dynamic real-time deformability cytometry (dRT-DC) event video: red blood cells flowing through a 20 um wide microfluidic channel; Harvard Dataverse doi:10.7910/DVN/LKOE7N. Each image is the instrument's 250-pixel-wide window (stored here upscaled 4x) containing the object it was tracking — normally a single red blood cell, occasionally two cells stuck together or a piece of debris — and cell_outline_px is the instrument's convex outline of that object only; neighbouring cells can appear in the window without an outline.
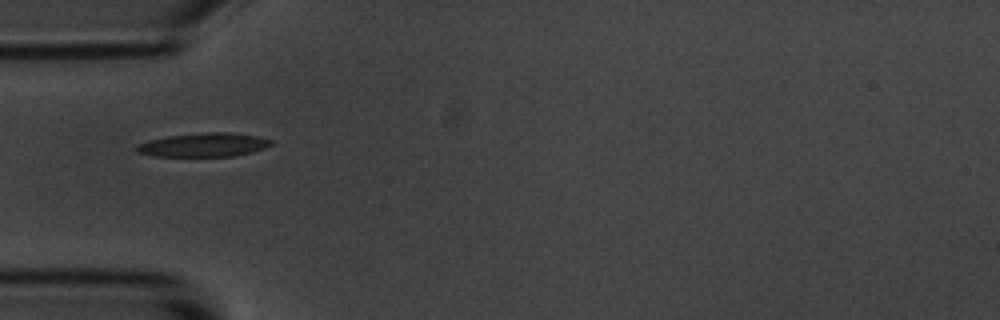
{"species": "common noctule bat (a hibernating species)", "species_latin": "Nyctalus noctula", "temperature_condition": "room temperature", "stored_images_in_passage": 10, "camera_frame_rate_fps": 3000, "um_per_image_px": 0.085, "animal": {"sex": "male", "body_mass_g": 20.1, "forearm_length_mm": 53.5}, "frame": {"image": 1, "passage_image": 5, "time_ms": 5.333, "image_size_px": [1000, 320], "cell_outline_px": [[272, 144], [264, 148], [252, 152], [236, 156], [156, 156], [136, 152], [136, 144], [148, 140], [168, 136], [208, 132], [232, 132], [256, 136], [272, 140]], "centroid_in_image_um": [17.31, 12.31], "position_along_channel_um": 67.7, "area_um2": 18.61}}
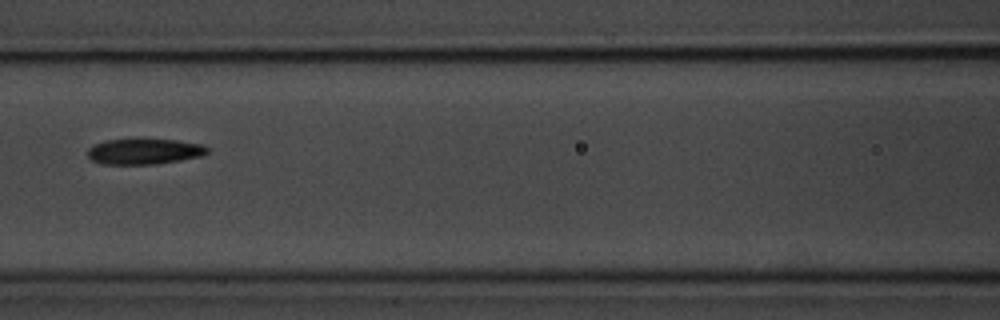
{"frame": {"image": 2, "passage_image": 7, "time_ms": 7.667, "image_size_px": [1000, 320], "cell_outline_px": [[208, 152], [204, 156], [156, 164], [100, 164], [92, 160], [88, 156], [88, 148], [92, 144], [104, 140], [176, 140], [204, 144], [208, 148]], "centroid_in_image_um": [12.27, 12.88], "position_along_channel_um": 154.3, "area_um2": 17.92}}